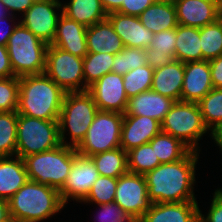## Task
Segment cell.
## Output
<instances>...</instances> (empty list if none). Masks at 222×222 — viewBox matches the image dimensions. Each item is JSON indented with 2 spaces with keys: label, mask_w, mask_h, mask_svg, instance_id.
I'll use <instances>...</instances> for the list:
<instances>
[{
  "label": "cell",
  "mask_w": 222,
  "mask_h": 222,
  "mask_svg": "<svg viewBox=\"0 0 222 222\" xmlns=\"http://www.w3.org/2000/svg\"><path fill=\"white\" fill-rule=\"evenodd\" d=\"M138 17L141 23L154 34L178 26L173 0H156Z\"/></svg>",
  "instance_id": "cell-25"
},
{
  "label": "cell",
  "mask_w": 222,
  "mask_h": 222,
  "mask_svg": "<svg viewBox=\"0 0 222 222\" xmlns=\"http://www.w3.org/2000/svg\"><path fill=\"white\" fill-rule=\"evenodd\" d=\"M86 31L87 27L85 25L62 14L57 23L55 38L50 45L84 58L88 54Z\"/></svg>",
  "instance_id": "cell-20"
},
{
  "label": "cell",
  "mask_w": 222,
  "mask_h": 222,
  "mask_svg": "<svg viewBox=\"0 0 222 222\" xmlns=\"http://www.w3.org/2000/svg\"><path fill=\"white\" fill-rule=\"evenodd\" d=\"M112 72L126 75L129 71L147 65L145 49L125 47L114 56Z\"/></svg>",
  "instance_id": "cell-35"
},
{
  "label": "cell",
  "mask_w": 222,
  "mask_h": 222,
  "mask_svg": "<svg viewBox=\"0 0 222 222\" xmlns=\"http://www.w3.org/2000/svg\"><path fill=\"white\" fill-rule=\"evenodd\" d=\"M114 54L88 53L83 58L84 83L89 87L107 73L112 72Z\"/></svg>",
  "instance_id": "cell-30"
},
{
  "label": "cell",
  "mask_w": 222,
  "mask_h": 222,
  "mask_svg": "<svg viewBox=\"0 0 222 222\" xmlns=\"http://www.w3.org/2000/svg\"><path fill=\"white\" fill-rule=\"evenodd\" d=\"M76 158V149L64 144L55 149L23 158L28 178L60 190L65 184Z\"/></svg>",
  "instance_id": "cell-5"
},
{
  "label": "cell",
  "mask_w": 222,
  "mask_h": 222,
  "mask_svg": "<svg viewBox=\"0 0 222 222\" xmlns=\"http://www.w3.org/2000/svg\"><path fill=\"white\" fill-rule=\"evenodd\" d=\"M127 160L128 171L139 175H145L161 164L149 143L127 151Z\"/></svg>",
  "instance_id": "cell-32"
},
{
  "label": "cell",
  "mask_w": 222,
  "mask_h": 222,
  "mask_svg": "<svg viewBox=\"0 0 222 222\" xmlns=\"http://www.w3.org/2000/svg\"><path fill=\"white\" fill-rule=\"evenodd\" d=\"M97 112V105L88 91L67 92L58 119L61 144L76 148L87 134ZM66 131L70 135L69 143Z\"/></svg>",
  "instance_id": "cell-4"
},
{
  "label": "cell",
  "mask_w": 222,
  "mask_h": 222,
  "mask_svg": "<svg viewBox=\"0 0 222 222\" xmlns=\"http://www.w3.org/2000/svg\"><path fill=\"white\" fill-rule=\"evenodd\" d=\"M15 76L6 46L0 45V78Z\"/></svg>",
  "instance_id": "cell-46"
},
{
  "label": "cell",
  "mask_w": 222,
  "mask_h": 222,
  "mask_svg": "<svg viewBox=\"0 0 222 222\" xmlns=\"http://www.w3.org/2000/svg\"><path fill=\"white\" fill-rule=\"evenodd\" d=\"M199 222H222V188L215 189L207 215L199 210Z\"/></svg>",
  "instance_id": "cell-41"
},
{
  "label": "cell",
  "mask_w": 222,
  "mask_h": 222,
  "mask_svg": "<svg viewBox=\"0 0 222 222\" xmlns=\"http://www.w3.org/2000/svg\"><path fill=\"white\" fill-rule=\"evenodd\" d=\"M211 78L214 88H222V54L209 60Z\"/></svg>",
  "instance_id": "cell-45"
},
{
  "label": "cell",
  "mask_w": 222,
  "mask_h": 222,
  "mask_svg": "<svg viewBox=\"0 0 222 222\" xmlns=\"http://www.w3.org/2000/svg\"><path fill=\"white\" fill-rule=\"evenodd\" d=\"M176 28L160 31L154 34L150 47L145 49L146 54H167L175 60Z\"/></svg>",
  "instance_id": "cell-39"
},
{
  "label": "cell",
  "mask_w": 222,
  "mask_h": 222,
  "mask_svg": "<svg viewBox=\"0 0 222 222\" xmlns=\"http://www.w3.org/2000/svg\"><path fill=\"white\" fill-rule=\"evenodd\" d=\"M116 202L131 218H141L152 202L148 197V187L144 175L126 172L117 178Z\"/></svg>",
  "instance_id": "cell-11"
},
{
  "label": "cell",
  "mask_w": 222,
  "mask_h": 222,
  "mask_svg": "<svg viewBox=\"0 0 222 222\" xmlns=\"http://www.w3.org/2000/svg\"><path fill=\"white\" fill-rule=\"evenodd\" d=\"M200 41L202 60H211L222 54V25L217 19L215 22L200 27Z\"/></svg>",
  "instance_id": "cell-34"
},
{
  "label": "cell",
  "mask_w": 222,
  "mask_h": 222,
  "mask_svg": "<svg viewBox=\"0 0 222 222\" xmlns=\"http://www.w3.org/2000/svg\"><path fill=\"white\" fill-rule=\"evenodd\" d=\"M218 20L220 21L221 25H222V13H219L218 15Z\"/></svg>",
  "instance_id": "cell-55"
},
{
  "label": "cell",
  "mask_w": 222,
  "mask_h": 222,
  "mask_svg": "<svg viewBox=\"0 0 222 222\" xmlns=\"http://www.w3.org/2000/svg\"><path fill=\"white\" fill-rule=\"evenodd\" d=\"M65 95L45 73L21 76L17 113L41 120H58Z\"/></svg>",
  "instance_id": "cell-2"
},
{
  "label": "cell",
  "mask_w": 222,
  "mask_h": 222,
  "mask_svg": "<svg viewBox=\"0 0 222 222\" xmlns=\"http://www.w3.org/2000/svg\"><path fill=\"white\" fill-rule=\"evenodd\" d=\"M174 102L150 89L129 97L124 115L147 116L161 123Z\"/></svg>",
  "instance_id": "cell-21"
},
{
  "label": "cell",
  "mask_w": 222,
  "mask_h": 222,
  "mask_svg": "<svg viewBox=\"0 0 222 222\" xmlns=\"http://www.w3.org/2000/svg\"><path fill=\"white\" fill-rule=\"evenodd\" d=\"M147 65L153 69L163 67L170 64L174 59L167 54H146Z\"/></svg>",
  "instance_id": "cell-47"
},
{
  "label": "cell",
  "mask_w": 222,
  "mask_h": 222,
  "mask_svg": "<svg viewBox=\"0 0 222 222\" xmlns=\"http://www.w3.org/2000/svg\"><path fill=\"white\" fill-rule=\"evenodd\" d=\"M178 24L194 28L204 27L218 19L214 0H173Z\"/></svg>",
  "instance_id": "cell-19"
},
{
  "label": "cell",
  "mask_w": 222,
  "mask_h": 222,
  "mask_svg": "<svg viewBox=\"0 0 222 222\" xmlns=\"http://www.w3.org/2000/svg\"><path fill=\"white\" fill-rule=\"evenodd\" d=\"M19 77L0 78V112L18 110Z\"/></svg>",
  "instance_id": "cell-38"
},
{
  "label": "cell",
  "mask_w": 222,
  "mask_h": 222,
  "mask_svg": "<svg viewBox=\"0 0 222 222\" xmlns=\"http://www.w3.org/2000/svg\"><path fill=\"white\" fill-rule=\"evenodd\" d=\"M184 70L181 101L198 103L214 88L209 61L184 63Z\"/></svg>",
  "instance_id": "cell-16"
},
{
  "label": "cell",
  "mask_w": 222,
  "mask_h": 222,
  "mask_svg": "<svg viewBox=\"0 0 222 222\" xmlns=\"http://www.w3.org/2000/svg\"><path fill=\"white\" fill-rule=\"evenodd\" d=\"M8 14L16 16L15 12L24 14L35 2V0H0Z\"/></svg>",
  "instance_id": "cell-43"
},
{
  "label": "cell",
  "mask_w": 222,
  "mask_h": 222,
  "mask_svg": "<svg viewBox=\"0 0 222 222\" xmlns=\"http://www.w3.org/2000/svg\"><path fill=\"white\" fill-rule=\"evenodd\" d=\"M61 3L60 0H35L19 22L35 36L51 44L56 35L59 17L62 15Z\"/></svg>",
  "instance_id": "cell-12"
},
{
  "label": "cell",
  "mask_w": 222,
  "mask_h": 222,
  "mask_svg": "<svg viewBox=\"0 0 222 222\" xmlns=\"http://www.w3.org/2000/svg\"><path fill=\"white\" fill-rule=\"evenodd\" d=\"M125 0H101L103 8L107 14L111 12H116Z\"/></svg>",
  "instance_id": "cell-48"
},
{
  "label": "cell",
  "mask_w": 222,
  "mask_h": 222,
  "mask_svg": "<svg viewBox=\"0 0 222 222\" xmlns=\"http://www.w3.org/2000/svg\"><path fill=\"white\" fill-rule=\"evenodd\" d=\"M100 176L118 178L128 172L127 152L121 147L91 156Z\"/></svg>",
  "instance_id": "cell-28"
},
{
  "label": "cell",
  "mask_w": 222,
  "mask_h": 222,
  "mask_svg": "<svg viewBox=\"0 0 222 222\" xmlns=\"http://www.w3.org/2000/svg\"><path fill=\"white\" fill-rule=\"evenodd\" d=\"M61 145L58 120H41L18 114L15 156L28 155L55 149Z\"/></svg>",
  "instance_id": "cell-8"
},
{
  "label": "cell",
  "mask_w": 222,
  "mask_h": 222,
  "mask_svg": "<svg viewBox=\"0 0 222 222\" xmlns=\"http://www.w3.org/2000/svg\"><path fill=\"white\" fill-rule=\"evenodd\" d=\"M86 43L88 53H110L115 55L125 48L122 39L114 31L107 18L87 27Z\"/></svg>",
  "instance_id": "cell-23"
},
{
  "label": "cell",
  "mask_w": 222,
  "mask_h": 222,
  "mask_svg": "<svg viewBox=\"0 0 222 222\" xmlns=\"http://www.w3.org/2000/svg\"><path fill=\"white\" fill-rule=\"evenodd\" d=\"M155 1L156 0H125L116 12L138 17Z\"/></svg>",
  "instance_id": "cell-42"
},
{
  "label": "cell",
  "mask_w": 222,
  "mask_h": 222,
  "mask_svg": "<svg viewBox=\"0 0 222 222\" xmlns=\"http://www.w3.org/2000/svg\"><path fill=\"white\" fill-rule=\"evenodd\" d=\"M8 12L6 10V8L4 7V5L0 2V18L4 17L5 15H7Z\"/></svg>",
  "instance_id": "cell-51"
},
{
  "label": "cell",
  "mask_w": 222,
  "mask_h": 222,
  "mask_svg": "<svg viewBox=\"0 0 222 222\" xmlns=\"http://www.w3.org/2000/svg\"><path fill=\"white\" fill-rule=\"evenodd\" d=\"M107 19L120 36L125 47L146 49L150 47L154 33L148 30L139 17L111 12Z\"/></svg>",
  "instance_id": "cell-17"
},
{
  "label": "cell",
  "mask_w": 222,
  "mask_h": 222,
  "mask_svg": "<svg viewBox=\"0 0 222 222\" xmlns=\"http://www.w3.org/2000/svg\"><path fill=\"white\" fill-rule=\"evenodd\" d=\"M211 138L214 140L216 145L220 148L219 150L222 152V124L211 132Z\"/></svg>",
  "instance_id": "cell-49"
},
{
  "label": "cell",
  "mask_w": 222,
  "mask_h": 222,
  "mask_svg": "<svg viewBox=\"0 0 222 222\" xmlns=\"http://www.w3.org/2000/svg\"><path fill=\"white\" fill-rule=\"evenodd\" d=\"M204 124L211 132L222 124V88H213L199 102Z\"/></svg>",
  "instance_id": "cell-31"
},
{
  "label": "cell",
  "mask_w": 222,
  "mask_h": 222,
  "mask_svg": "<svg viewBox=\"0 0 222 222\" xmlns=\"http://www.w3.org/2000/svg\"><path fill=\"white\" fill-rule=\"evenodd\" d=\"M216 3V8L218 10V13H222V0H214Z\"/></svg>",
  "instance_id": "cell-52"
},
{
  "label": "cell",
  "mask_w": 222,
  "mask_h": 222,
  "mask_svg": "<svg viewBox=\"0 0 222 222\" xmlns=\"http://www.w3.org/2000/svg\"><path fill=\"white\" fill-rule=\"evenodd\" d=\"M197 201L152 203L141 222H199Z\"/></svg>",
  "instance_id": "cell-18"
},
{
  "label": "cell",
  "mask_w": 222,
  "mask_h": 222,
  "mask_svg": "<svg viewBox=\"0 0 222 222\" xmlns=\"http://www.w3.org/2000/svg\"><path fill=\"white\" fill-rule=\"evenodd\" d=\"M161 132V123L147 116L124 115L121 128V148H132L149 143Z\"/></svg>",
  "instance_id": "cell-15"
},
{
  "label": "cell",
  "mask_w": 222,
  "mask_h": 222,
  "mask_svg": "<svg viewBox=\"0 0 222 222\" xmlns=\"http://www.w3.org/2000/svg\"><path fill=\"white\" fill-rule=\"evenodd\" d=\"M44 73L67 92L87 91L84 83L83 58L48 44Z\"/></svg>",
  "instance_id": "cell-10"
},
{
  "label": "cell",
  "mask_w": 222,
  "mask_h": 222,
  "mask_svg": "<svg viewBox=\"0 0 222 222\" xmlns=\"http://www.w3.org/2000/svg\"><path fill=\"white\" fill-rule=\"evenodd\" d=\"M6 47L15 76L44 73L48 44L20 22L9 37Z\"/></svg>",
  "instance_id": "cell-6"
},
{
  "label": "cell",
  "mask_w": 222,
  "mask_h": 222,
  "mask_svg": "<svg viewBox=\"0 0 222 222\" xmlns=\"http://www.w3.org/2000/svg\"><path fill=\"white\" fill-rule=\"evenodd\" d=\"M116 187L117 178L99 176L82 202L95 205L114 202Z\"/></svg>",
  "instance_id": "cell-37"
},
{
  "label": "cell",
  "mask_w": 222,
  "mask_h": 222,
  "mask_svg": "<svg viewBox=\"0 0 222 222\" xmlns=\"http://www.w3.org/2000/svg\"><path fill=\"white\" fill-rule=\"evenodd\" d=\"M98 206L100 207L97 216L99 222H126L131 218L116 202L99 204Z\"/></svg>",
  "instance_id": "cell-40"
},
{
  "label": "cell",
  "mask_w": 222,
  "mask_h": 222,
  "mask_svg": "<svg viewBox=\"0 0 222 222\" xmlns=\"http://www.w3.org/2000/svg\"><path fill=\"white\" fill-rule=\"evenodd\" d=\"M62 4V14L71 20L92 26L107 18L101 0H70Z\"/></svg>",
  "instance_id": "cell-26"
},
{
  "label": "cell",
  "mask_w": 222,
  "mask_h": 222,
  "mask_svg": "<svg viewBox=\"0 0 222 222\" xmlns=\"http://www.w3.org/2000/svg\"><path fill=\"white\" fill-rule=\"evenodd\" d=\"M29 180L24 160L0 157V198L9 200Z\"/></svg>",
  "instance_id": "cell-24"
},
{
  "label": "cell",
  "mask_w": 222,
  "mask_h": 222,
  "mask_svg": "<svg viewBox=\"0 0 222 222\" xmlns=\"http://www.w3.org/2000/svg\"><path fill=\"white\" fill-rule=\"evenodd\" d=\"M2 222H22L12 216L8 217L6 220L2 221Z\"/></svg>",
  "instance_id": "cell-53"
},
{
  "label": "cell",
  "mask_w": 222,
  "mask_h": 222,
  "mask_svg": "<svg viewBox=\"0 0 222 222\" xmlns=\"http://www.w3.org/2000/svg\"><path fill=\"white\" fill-rule=\"evenodd\" d=\"M10 217L9 214V203L5 199L0 198V222Z\"/></svg>",
  "instance_id": "cell-50"
},
{
  "label": "cell",
  "mask_w": 222,
  "mask_h": 222,
  "mask_svg": "<svg viewBox=\"0 0 222 222\" xmlns=\"http://www.w3.org/2000/svg\"><path fill=\"white\" fill-rule=\"evenodd\" d=\"M87 91L92 95L98 110L125 113L128 97L122 75L107 73L89 86Z\"/></svg>",
  "instance_id": "cell-14"
},
{
  "label": "cell",
  "mask_w": 222,
  "mask_h": 222,
  "mask_svg": "<svg viewBox=\"0 0 222 222\" xmlns=\"http://www.w3.org/2000/svg\"><path fill=\"white\" fill-rule=\"evenodd\" d=\"M199 152L190 151L183 159L158 165L144 175L152 203L197 201L194 193Z\"/></svg>",
  "instance_id": "cell-1"
},
{
  "label": "cell",
  "mask_w": 222,
  "mask_h": 222,
  "mask_svg": "<svg viewBox=\"0 0 222 222\" xmlns=\"http://www.w3.org/2000/svg\"><path fill=\"white\" fill-rule=\"evenodd\" d=\"M161 132L179 139L191 151L200 152L198 142L210 131L197 102L175 101L161 122Z\"/></svg>",
  "instance_id": "cell-7"
},
{
  "label": "cell",
  "mask_w": 222,
  "mask_h": 222,
  "mask_svg": "<svg viewBox=\"0 0 222 222\" xmlns=\"http://www.w3.org/2000/svg\"><path fill=\"white\" fill-rule=\"evenodd\" d=\"M15 17L17 18V16L7 14L4 17L0 18V45L1 46H7L9 37L11 36L14 29L16 28V26L19 23V21L18 22L15 21V19H16ZM7 21H10L11 23L13 22V24H11L7 27V25H8V24L6 25ZM3 25H6L7 28L5 26L3 27ZM3 28H5V29H3Z\"/></svg>",
  "instance_id": "cell-44"
},
{
  "label": "cell",
  "mask_w": 222,
  "mask_h": 222,
  "mask_svg": "<svg viewBox=\"0 0 222 222\" xmlns=\"http://www.w3.org/2000/svg\"><path fill=\"white\" fill-rule=\"evenodd\" d=\"M184 74V63L177 60L154 69L151 89L174 101H181Z\"/></svg>",
  "instance_id": "cell-22"
},
{
  "label": "cell",
  "mask_w": 222,
  "mask_h": 222,
  "mask_svg": "<svg viewBox=\"0 0 222 222\" xmlns=\"http://www.w3.org/2000/svg\"><path fill=\"white\" fill-rule=\"evenodd\" d=\"M10 216L22 222H41L66 207L59 190L28 180L9 200Z\"/></svg>",
  "instance_id": "cell-3"
},
{
  "label": "cell",
  "mask_w": 222,
  "mask_h": 222,
  "mask_svg": "<svg viewBox=\"0 0 222 222\" xmlns=\"http://www.w3.org/2000/svg\"><path fill=\"white\" fill-rule=\"evenodd\" d=\"M175 47V60L183 63L202 61L199 28L178 24Z\"/></svg>",
  "instance_id": "cell-27"
},
{
  "label": "cell",
  "mask_w": 222,
  "mask_h": 222,
  "mask_svg": "<svg viewBox=\"0 0 222 222\" xmlns=\"http://www.w3.org/2000/svg\"><path fill=\"white\" fill-rule=\"evenodd\" d=\"M161 164L183 159L191 150L179 139L160 132L149 142Z\"/></svg>",
  "instance_id": "cell-29"
},
{
  "label": "cell",
  "mask_w": 222,
  "mask_h": 222,
  "mask_svg": "<svg viewBox=\"0 0 222 222\" xmlns=\"http://www.w3.org/2000/svg\"><path fill=\"white\" fill-rule=\"evenodd\" d=\"M18 113L0 112V157L15 156Z\"/></svg>",
  "instance_id": "cell-33"
},
{
  "label": "cell",
  "mask_w": 222,
  "mask_h": 222,
  "mask_svg": "<svg viewBox=\"0 0 222 222\" xmlns=\"http://www.w3.org/2000/svg\"><path fill=\"white\" fill-rule=\"evenodd\" d=\"M95 222V221H94ZM126 222H141V219L139 218H130L129 220H127Z\"/></svg>",
  "instance_id": "cell-54"
},
{
  "label": "cell",
  "mask_w": 222,
  "mask_h": 222,
  "mask_svg": "<svg viewBox=\"0 0 222 222\" xmlns=\"http://www.w3.org/2000/svg\"><path fill=\"white\" fill-rule=\"evenodd\" d=\"M154 69L145 65L123 75L126 96L132 97L151 89Z\"/></svg>",
  "instance_id": "cell-36"
},
{
  "label": "cell",
  "mask_w": 222,
  "mask_h": 222,
  "mask_svg": "<svg viewBox=\"0 0 222 222\" xmlns=\"http://www.w3.org/2000/svg\"><path fill=\"white\" fill-rule=\"evenodd\" d=\"M99 176L91 157L80 155L76 151V158L67 180L59 190L63 204H68L71 199L82 203Z\"/></svg>",
  "instance_id": "cell-13"
},
{
  "label": "cell",
  "mask_w": 222,
  "mask_h": 222,
  "mask_svg": "<svg viewBox=\"0 0 222 222\" xmlns=\"http://www.w3.org/2000/svg\"><path fill=\"white\" fill-rule=\"evenodd\" d=\"M123 116L119 112L98 110L84 139L75 148L77 153L91 157L121 147Z\"/></svg>",
  "instance_id": "cell-9"
}]
</instances>
